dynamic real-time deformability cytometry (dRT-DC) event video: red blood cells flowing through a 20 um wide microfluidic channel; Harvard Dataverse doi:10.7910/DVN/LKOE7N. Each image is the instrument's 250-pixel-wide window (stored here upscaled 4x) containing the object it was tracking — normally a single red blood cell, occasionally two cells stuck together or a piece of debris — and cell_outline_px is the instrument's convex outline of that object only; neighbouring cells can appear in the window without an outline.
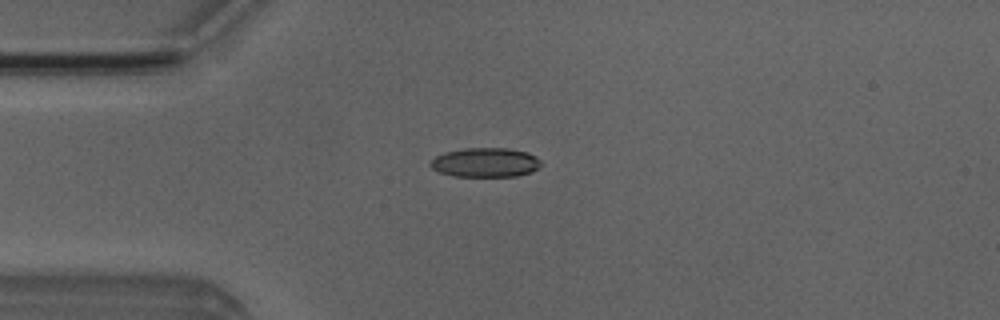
{"species": "Egyptian fruit bat (a non-hibernating species)", "species_latin": "Rousettus aegyptiacus", "temperature_condition": "room temperature", "stored_images_in_passage": 1, "camera_frame_rate_fps": 3000, "um_per_image_px": 0.085, "animal": {"sex": "male"}, "frame": {"image": 1, "passage_image": 1, "time_ms": 0.0, "image_size_px": [1000, 320], "cell_outline_px": [[544, 164], [532, 172], [516, 176], [452, 176], [440, 172], [432, 168], [428, 164], [436, 156], [444, 152], [464, 148], [508, 148], [528, 152], [536, 156]], "centroid_in_image_um": [41.29, 13.8], "position_along_channel_um": 43.7, "area_um2": 19.07}}